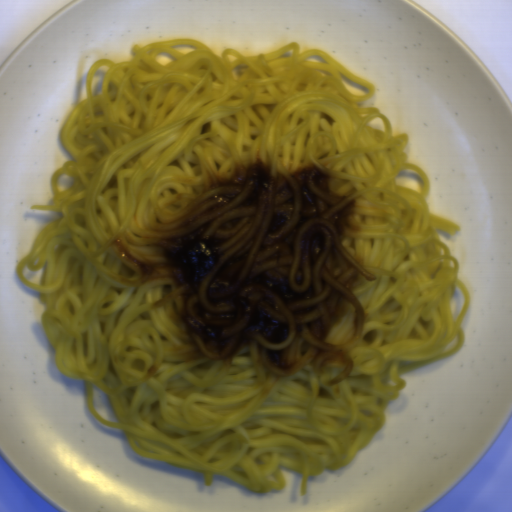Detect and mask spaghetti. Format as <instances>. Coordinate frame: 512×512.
<instances>
[{
	"label": "spaghetti",
	"mask_w": 512,
	"mask_h": 512,
	"mask_svg": "<svg viewBox=\"0 0 512 512\" xmlns=\"http://www.w3.org/2000/svg\"><path fill=\"white\" fill-rule=\"evenodd\" d=\"M130 61L98 59L85 100L58 137L72 161L50 179L57 216L42 227L16 277L39 293L41 327L58 371L84 384L88 411L122 430L142 458L225 475L253 493L280 491L279 466L309 476L353 461L386 422L401 375L452 357L463 346L470 295L437 231L461 228L430 214V182L407 163L409 135L393 136L379 108L360 107L375 86L319 49L299 42L246 56H220L200 41L135 44ZM169 53L175 61L160 65ZM110 66L93 97L97 68ZM259 160L286 172L329 168L335 189L356 202L346 243L363 267L356 331L345 305L330 341L355 370L339 366L278 374L248 349L195 361L160 288L137 282L114 241L139 248L152 226L203 189L205 180ZM414 170L422 192L395 186ZM464 305L454 321L453 287ZM92 385L118 422L94 412Z\"/></svg>",
	"instance_id": "obj_1"
}]
</instances>
